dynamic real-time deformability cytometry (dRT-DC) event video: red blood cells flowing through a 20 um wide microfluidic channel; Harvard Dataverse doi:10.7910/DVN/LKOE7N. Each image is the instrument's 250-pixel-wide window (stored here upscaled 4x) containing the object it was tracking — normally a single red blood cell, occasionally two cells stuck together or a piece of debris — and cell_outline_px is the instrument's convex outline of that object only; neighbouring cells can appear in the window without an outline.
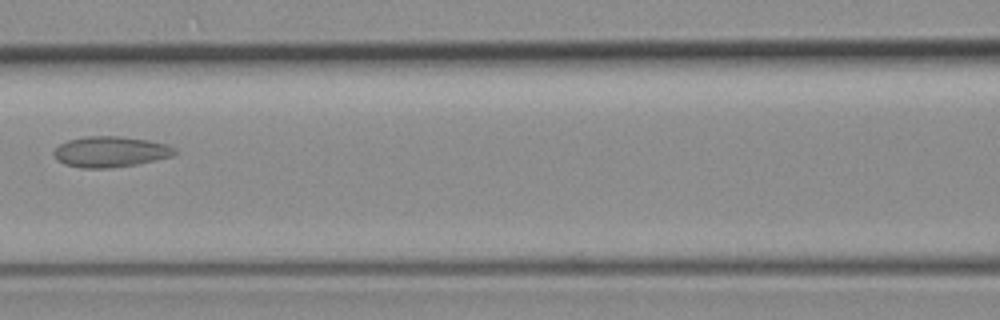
{"species": "common noctule bat (a hibernating species)", "species_latin": "Nyctalus noctula", "temperature_condition": "room temperature", "stored_images_in_passage": 7, "camera_frame_rate_fps": 3000, "um_per_image_px": 0.085, "animal": {"sex": "female", "body_mass_g": 19.3, "forearm_length_mm": 54.1}, "frame": {"image": 1, "passage_image": 4, "time_ms": 3.667, "image_size_px": [1000, 320], "cell_outline_px": [[176, 152], [172, 156], [136, 164], [112, 168], [80, 168], [64, 164], [56, 160], [52, 152], [60, 144], [68, 140], [84, 136], [120, 136], [148, 140], [168, 144], [176, 148]], "centroid_in_image_um": [9.36, 12.9], "position_along_channel_um": 157.2, "area_um2": 21.79}}
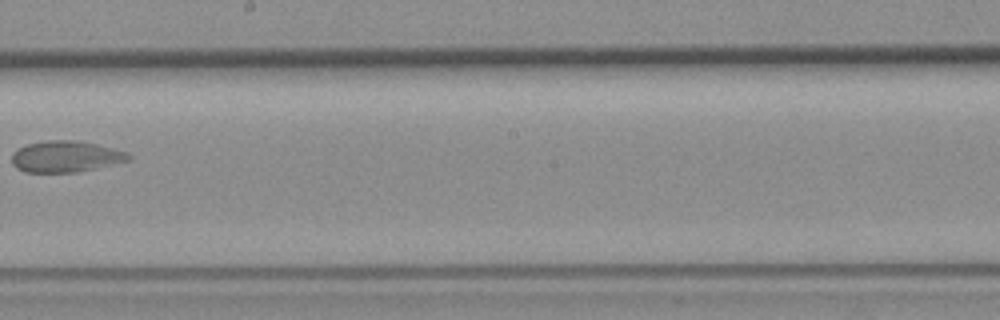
{"frame": {"image": 2, "passage_image": 6, "time_ms": 6.0, "image_size_px": [1000, 320], "cell_outline_px": [[132, 156], [128, 160], [80, 172], [24, 172], [16, 168], [12, 164], [12, 152], [28, 144], [48, 140], [76, 140], [96, 144], [128, 152]], "centroid_in_image_um": [5.57, 13.31], "position_along_channel_um": 242.6, "area_um2": 21.21}}
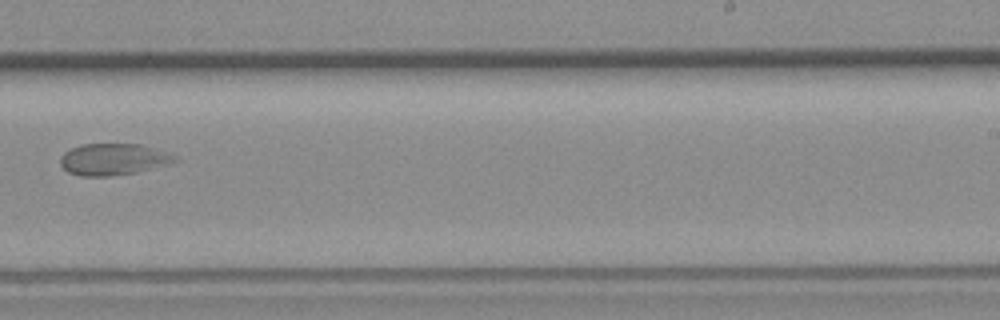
{"frame": {"image": 3, "passage_image": 7, "time_ms": 7.0, "image_size_px": [1000, 320], "cell_outline_px": [[180, 160], [172, 164], [136, 172], [108, 176], [80, 176], [68, 172], [60, 164], [60, 156], [64, 152], [80, 144], [140, 144], [180, 156]], "centroid_in_image_um": [9.68, 13.54], "position_along_channel_um": 279.3, "area_um2": 21.33}}